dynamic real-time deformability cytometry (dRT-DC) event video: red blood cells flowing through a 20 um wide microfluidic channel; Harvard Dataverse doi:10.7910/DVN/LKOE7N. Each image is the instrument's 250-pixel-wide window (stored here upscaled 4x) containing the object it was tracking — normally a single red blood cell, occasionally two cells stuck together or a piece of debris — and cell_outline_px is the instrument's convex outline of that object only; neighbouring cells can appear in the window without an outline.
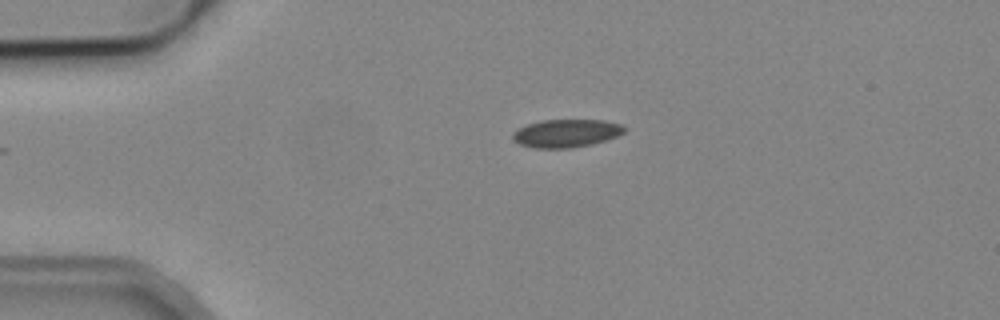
{"species": "common noctule bat (a hibernating species)", "species_latin": "Nyctalus noctula", "temperature_condition": "cold", "stored_images_in_passage": 42, "camera_frame_rate_fps": 3000, "um_per_image_px": 0.085, "animal": {"sex": "male", "body_mass_g": 19.2, "forearm_length_mm": 51.8}, "frame": {"image": 1, "passage_image": 1, "time_ms": 0.0, "image_size_px": [1000, 320], "cell_outline_px": [[628, 128], [624, 132], [616, 136], [592, 144], [572, 148], [532, 148], [520, 144], [512, 140], [512, 132], [528, 124], [540, 120], [604, 120], [620, 124]], "centroid_in_image_um": [48.11, 11.33], "position_along_channel_um": 36.9, "area_um2": 18.26}}
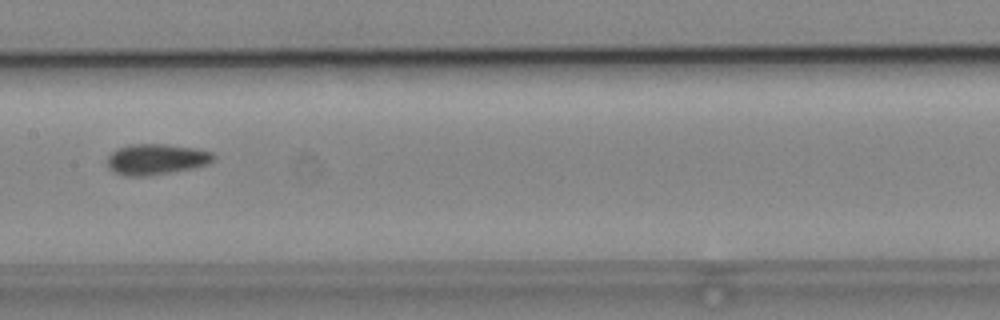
{"frame": {"image": 2, "passage_image": 16, "time_ms": 5.0, "image_size_px": [1000, 320], "cell_outline_px": [[216, 156], [208, 164], [192, 168], [148, 176], [124, 176], [112, 172], [108, 168], [108, 156], [116, 148], [132, 144], [164, 144], [196, 148], [212, 152]], "centroid_in_image_um": [13.25, 13.54], "position_along_channel_um": 194.1, "area_um2": 19.13}}
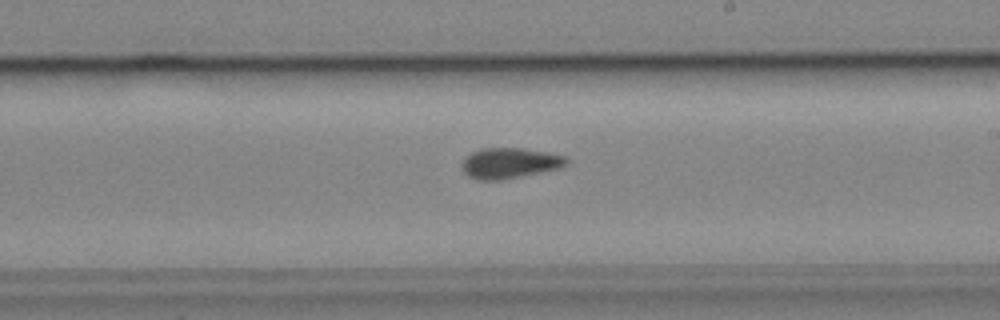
{"frame": {"image": 3, "passage_image": 20, "time_ms": 6.333, "image_size_px": [1000, 320], "cell_outline_px": [[568, 164], [560, 168], [500, 180], [476, 180], [468, 176], [460, 168], [460, 164], [464, 156], [480, 148], [524, 148], [564, 156], [568, 160]], "centroid_in_image_um": [43.24, 13.86], "position_along_channel_um": 245.8, "area_um2": 18.73}, "authors_computed_cell_mechanics": {"area_um2": 18.3226, "velocity_mm_per_s": 3.8952, "shape_relaxation_time_tau1_ms": null, "shape_relaxation_time_tau2_ms": 4.039, "deformation_change_tau1": null, "deformation_change_tau2": 0.098}}